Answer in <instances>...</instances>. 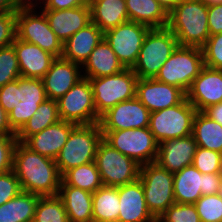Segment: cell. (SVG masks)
<instances>
[{
    "label": "cell",
    "mask_w": 222,
    "mask_h": 222,
    "mask_svg": "<svg viewBox=\"0 0 222 222\" xmlns=\"http://www.w3.org/2000/svg\"><path fill=\"white\" fill-rule=\"evenodd\" d=\"M136 97L152 113L180 104L186 98V93L176 86L159 82L155 78H139Z\"/></svg>",
    "instance_id": "cell-16"
},
{
    "label": "cell",
    "mask_w": 222,
    "mask_h": 222,
    "mask_svg": "<svg viewBox=\"0 0 222 222\" xmlns=\"http://www.w3.org/2000/svg\"><path fill=\"white\" fill-rule=\"evenodd\" d=\"M157 222H164L160 217L157 218Z\"/></svg>",
    "instance_id": "cell-53"
},
{
    "label": "cell",
    "mask_w": 222,
    "mask_h": 222,
    "mask_svg": "<svg viewBox=\"0 0 222 222\" xmlns=\"http://www.w3.org/2000/svg\"><path fill=\"white\" fill-rule=\"evenodd\" d=\"M193 166L202 174L222 173V154L203 147H197Z\"/></svg>",
    "instance_id": "cell-38"
},
{
    "label": "cell",
    "mask_w": 222,
    "mask_h": 222,
    "mask_svg": "<svg viewBox=\"0 0 222 222\" xmlns=\"http://www.w3.org/2000/svg\"><path fill=\"white\" fill-rule=\"evenodd\" d=\"M167 27L179 46L202 48L210 37L208 4L203 0H182L169 13Z\"/></svg>",
    "instance_id": "cell-3"
},
{
    "label": "cell",
    "mask_w": 222,
    "mask_h": 222,
    "mask_svg": "<svg viewBox=\"0 0 222 222\" xmlns=\"http://www.w3.org/2000/svg\"><path fill=\"white\" fill-rule=\"evenodd\" d=\"M149 29L143 24L127 21L104 33V39L124 68L132 69L135 65Z\"/></svg>",
    "instance_id": "cell-14"
},
{
    "label": "cell",
    "mask_w": 222,
    "mask_h": 222,
    "mask_svg": "<svg viewBox=\"0 0 222 222\" xmlns=\"http://www.w3.org/2000/svg\"><path fill=\"white\" fill-rule=\"evenodd\" d=\"M21 77L13 45L0 48V87Z\"/></svg>",
    "instance_id": "cell-37"
},
{
    "label": "cell",
    "mask_w": 222,
    "mask_h": 222,
    "mask_svg": "<svg viewBox=\"0 0 222 222\" xmlns=\"http://www.w3.org/2000/svg\"><path fill=\"white\" fill-rule=\"evenodd\" d=\"M202 51L204 66L222 70V33L210 36Z\"/></svg>",
    "instance_id": "cell-40"
},
{
    "label": "cell",
    "mask_w": 222,
    "mask_h": 222,
    "mask_svg": "<svg viewBox=\"0 0 222 222\" xmlns=\"http://www.w3.org/2000/svg\"><path fill=\"white\" fill-rule=\"evenodd\" d=\"M138 79L130 68L114 75L89 79L97 115L101 117L118 103L136 97Z\"/></svg>",
    "instance_id": "cell-7"
},
{
    "label": "cell",
    "mask_w": 222,
    "mask_h": 222,
    "mask_svg": "<svg viewBox=\"0 0 222 222\" xmlns=\"http://www.w3.org/2000/svg\"><path fill=\"white\" fill-rule=\"evenodd\" d=\"M186 99L197 111L222 102V70L204 66L186 92Z\"/></svg>",
    "instance_id": "cell-17"
},
{
    "label": "cell",
    "mask_w": 222,
    "mask_h": 222,
    "mask_svg": "<svg viewBox=\"0 0 222 222\" xmlns=\"http://www.w3.org/2000/svg\"><path fill=\"white\" fill-rule=\"evenodd\" d=\"M203 174L193 165L173 173L175 203L194 204L201 196Z\"/></svg>",
    "instance_id": "cell-29"
},
{
    "label": "cell",
    "mask_w": 222,
    "mask_h": 222,
    "mask_svg": "<svg viewBox=\"0 0 222 222\" xmlns=\"http://www.w3.org/2000/svg\"><path fill=\"white\" fill-rule=\"evenodd\" d=\"M203 113L222 126V102L206 108Z\"/></svg>",
    "instance_id": "cell-49"
},
{
    "label": "cell",
    "mask_w": 222,
    "mask_h": 222,
    "mask_svg": "<svg viewBox=\"0 0 222 222\" xmlns=\"http://www.w3.org/2000/svg\"><path fill=\"white\" fill-rule=\"evenodd\" d=\"M197 143L191 135L159 143L156 163L171 173L181 171L184 167L193 165Z\"/></svg>",
    "instance_id": "cell-19"
},
{
    "label": "cell",
    "mask_w": 222,
    "mask_h": 222,
    "mask_svg": "<svg viewBox=\"0 0 222 222\" xmlns=\"http://www.w3.org/2000/svg\"><path fill=\"white\" fill-rule=\"evenodd\" d=\"M201 222H222V195H202L194 203Z\"/></svg>",
    "instance_id": "cell-36"
},
{
    "label": "cell",
    "mask_w": 222,
    "mask_h": 222,
    "mask_svg": "<svg viewBox=\"0 0 222 222\" xmlns=\"http://www.w3.org/2000/svg\"><path fill=\"white\" fill-rule=\"evenodd\" d=\"M83 78L82 66L63 57H56L41 78L47 99L59 100Z\"/></svg>",
    "instance_id": "cell-18"
},
{
    "label": "cell",
    "mask_w": 222,
    "mask_h": 222,
    "mask_svg": "<svg viewBox=\"0 0 222 222\" xmlns=\"http://www.w3.org/2000/svg\"><path fill=\"white\" fill-rule=\"evenodd\" d=\"M165 10L170 13L182 0H156Z\"/></svg>",
    "instance_id": "cell-50"
},
{
    "label": "cell",
    "mask_w": 222,
    "mask_h": 222,
    "mask_svg": "<svg viewBox=\"0 0 222 222\" xmlns=\"http://www.w3.org/2000/svg\"><path fill=\"white\" fill-rule=\"evenodd\" d=\"M208 27L210 36L222 33V3L208 5Z\"/></svg>",
    "instance_id": "cell-44"
},
{
    "label": "cell",
    "mask_w": 222,
    "mask_h": 222,
    "mask_svg": "<svg viewBox=\"0 0 222 222\" xmlns=\"http://www.w3.org/2000/svg\"><path fill=\"white\" fill-rule=\"evenodd\" d=\"M50 25V29L64 43L73 34L91 22L90 5L72 9H42Z\"/></svg>",
    "instance_id": "cell-22"
},
{
    "label": "cell",
    "mask_w": 222,
    "mask_h": 222,
    "mask_svg": "<svg viewBox=\"0 0 222 222\" xmlns=\"http://www.w3.org/2000/svg\"><path fill=\"white\" fill-rule=\"evenodd\" d=\"M129 21L151 28L168 26L169 13L156 0H125Z\"/></svg>",
    "instance_id": "cell-28"
},
{
    "label": "cell",
    "mask_w": 222,
    "mask_h": 222,
    "mask_svg": "<svg viewBox=\"0 0 222 222\" xmlns=\"http://www.w3.org/2000/svg\"><path fill=\"white\" fill-rule=\"evenodd\" d=\"M103 139L101 126L98 123L77 125L55 159L62 176L71 168L95 161L99 143Z\"/></svg>",
    "instance_id": "cell-4"
},
{
    "label": "cell",
    "mask_w": 222,
    "mask_h": 222,
    "mask_svg": "<svg viewBox=\"0 0 222 222\" xmlns=\"http://www.w3.org/2000/svg\"><path fill=\"white\" fill-rule=\"evenodd\" d=\"M89 5L91 21L104 33L129 21L125 0H94Z\"/></svg>",
    "instance_id": "cell-27"
},
{
    "label": "cell",
    "mask_w": 222,
    "mask_h": 222,
    "mask_svg": "<svg viewBox=\"0 0 222 222\" xmlns=\"http://www.w3.org/2000/svg\"><path fill=\"white\" fill-rule=\"evenodd\" d=\"M177 46V38L168 27L149 29L132 70L138 78H156Z\"/></svg>",
    "instance_id": "cell-5"
},
{
    "label": "cell",
    "mask_w": 222,
    "mask_h": 222,
    "mask_svg": "<svg viewBox=\"0 0 222 222\" xmlns=\"http://www.w3.org/2000/svg\"><path fill=\"white\" fill-rule=\"evenodd\" d=\"M118 194L120 204L118 222H153L155 220L146 206L143 185L139 179L118 186Z\"/></svg>",
    "instance_id": "cell-21"
},
{
    "label": "cell",
    "mask_w": 222,
    "mask_h": 222,
    "mask_svg": "<svg viewBox=\"0 0 222 222\" xmlns=\"http://www.w3.org/2000/svg\"><path fill=\"white\" fill-rule=\"evenodd\" d=\"M160 218L164 222H201L194 204L174 203Z\"/></svg>",
    "instance_id": "cell-39"
},
{
    "label": "cell",
    "mask_w": 222,
    "mask_h": 222,
    "mask_svg": "<svg viewBox=\"0 0 222 222\" xmlns=\"http://www.w3.org/2000/svg\"><path fill=\"white\" fill-rule=\"evenodd\" d=\"M39 198L37 194L21 191L0 205V222H33Z\"/></svg>",
    "instance_id": "cell-30"
},
{
    "label": "cell",
    "mask_w": 222,
    "mask_h": 222,
    "mask_svg": "<svg viewBox=\"0 0 222 222\" xmlns=\"http://www.w3.org/2000/svg\"><path fill=\"white\" fill-rule=\"evenodd\" d=\"M12 45L16 51L21 77L24 78L41 79L56 58L38 45L22 41L17 37Z\"/></svg>",
    "instance_id": "cell-23"
},
{
    "label": "cell",
    "mask_w": 222,
    "mask_h": 222,
    "mask_svg": "<svg viewBox=\"0 0 222 222\" xmlns=\"http://www.w3.org/2000/svg\"><path fill=\"white\" fill-rule=\"evenodd\" d=\"M13 10L10 0H0V12Z\"/></svg>",
    "instance_id": "cell-51"
},
{
    "label": "cell",
    "mask_w": 222,
    "mask_h": 222,
    "mask_svg": "<svg viewBox=\"0 0 222 222\" xmlns=\"http://www.w3.org/2000/svg\"><path fill=\"white\" fill-rule=\"evenodd\" d=\"M150 111L137 97L118 103L101 117V130H124L149 127Z\"/></svg>",
    "instance_id": "cell-15"
},
{
    "label": "cell",
    "mask_w": 222,
    "mask_h": 222,
    "mask_svg": "<svg viewBox=\"0 0 222 222\" xmlns=\"http://www.w3.org/2000/svg\"><path fill=\"white\" fill-rule=\"evenodd\" d=\"M16 38V11L0 12V48L12 45Z\"/></svg>",
    "instance_id": "cell-42"
},
{
    "label": "cell",
    "mask_w": 222,
    "mask_h": 222,
    "mask_svg": "<svg viewBox=\"0 0 222 222\" xmlns=\"http://www.w3.org/2000/svg\"><path fill=\"white\" fill-rule=\"evenodd\" d=\"M58 196L69 222H93L92 193L70 185H60Z\"/></svg>",
    "instance_id": "cell-26"
},
{
    "label": "cell",
    "mask_w": 222,
    "mask_h": 222,
    "mask_svg": "<svg viewBox=\"0 0 222 222\" xmlns=\"http://www.w3.org/2000/svg\"><path fill=\"white\" fill-rule=\"evenodd\" d=\"M59 120L57 101L46 99L39 105L37 112L16 133V138L18 142L24 143L30 136L41 132Z\"/></svg>",
    "instance_id": "cell-33"
},
{
    "label": "cell",
    "mask_w": 222,
    "mask_h": 222,
    "mask_svg": "<svg viewBox=\"0 0 222 222\" xmlns=\"http://www.w3.org/2000/svg\"><path fill=\"white\" fill-rule=\"evenodd\" d=\"M222 173L203 174L202 195H215L221 193Z\"/></svg>",
    "instance_id": "cell-45"
},
{
    "label": "cell",
    "mask_w": 222,
    "mask_h": 222,
    "mask_svg": "<svg viewBox=\"0 0 222 222\" xmlns=\"http://www.w3.org/2000/svg\"><path fill=\"white\" fill-rule=\"evenodd\" d=\"M139 180L149 212L155 219L159 218L175 203L173 173L152 162L140 167Z\"/></svg>",
    "instance_id": "cell-9"
},
{
    "label": "cell",
    "mask_w": 222,
    "mask_h": 222,
    "mask_svg": "<svg viewBox=\"0 0 222 222\" xmlns=\"http://www.w3.org/2000/svg\"><path fill=\"white\" fill-rule=\"evenodd\" d=\"M77 124L59 120L41 132L30 136L24 144L32 151L50 159H56Z\"/></svg>",
    "instance_id": "cell-20"
},
{
    "label": "cell",
    "mask_w": 222,
    "mask_h": 222,
    "mask_svg": "<svg viewBox=\"0 0 222 222\" xmlns=\"http://www.w3.org/2000/svg\"><path fill=\"white\" fill-rule=\"evenodd\" d=\"M84 5H89L88 0H44L41 9L62 10Z\"/></svg>",
    "instance_id": "cell-46"
},
{
    "label": "cell",
    "mask_w": 222,
    "mask_h": 222,
    "mask_svg": "<svg viewBox=\"0 0 222 222\" xmlns=\"http://www.w3.org/2000/svg\"><path fill=\"white\" fill-rule=\"evenodd\" d=\"M203 67L202 48L178 45L155 79L176 86L186 93Z\"/></svg>",
    "instance_id": "cell-6"
},
{
    "label": "cell",
    "mask_w": 222,
    "mask_h": 222,
    "mask_svg": "<svg viewBox=\"0 0 222 222\" xmlns=\"http://www.w3.org/2000/svg\"><path fill=\"white\" fill-rule=\"evenodd\" d=\"M16 37L38 45L55 57H62L63 42L50 29L45 14L36 10L16 11Z\"/></svg>",
    "instance_id": "cell-12"
},
{
    "label": "cell",
    "mask_w": 222,
    "mask_h": 222,
    "mask_svg": "<svg viewBox=\"0 0 222 222\" xmlns=\"http://www.w3.org/2000/svg\"><path fill=\"white\" fill-rule=\"evenodd\" d=\"M41 1V2H40ZM14 11L20 10H36L42 8L43 0H10ZM40 6H38L39 4ZM42 3V4H41Z\"/></svg>",
    "instance_id": "cell-47"
},
{
    "label": "cell",
    "mask_w": 222,
    "mask_h": 222,
    "mask_svg": "<svg viewBox=\"0 0 222 222\" xmlns=\"http://www.w3.org/2000/svg\"><path fill=\"white\" fill-rule=\"evenodd\" d=\"M57 103L60 120L77 125H90L100 121L94 105L92 87L87 78L80 79Z\"/></svg>",
    "instance_id": "cell-13"
},
{
    "label": "cell",
    "mask_w": 222,
    "mask_h": 222,
    "mask_svg": "<svg viewBox=\"0 0 222 222\" xmlns=\"http://www.w3.org/2000/svg\"><path fill=\"white\" fill-rule=\"evenodd\" d=\"M123 69L125 68L118 60L117 55L103 39L82 66V75L84 78L94 79L117 74Z\"/></svg>",
    "instance_id": "cell-25"
},
{
    "label": "cell",
    "mask_w": 222,
    "mask_h": 222,
    "mask_svg": "<svg viewBox=\"0 0 222 222\" xmlns=\"http://www.w3.org/2000/svg\"><path fill=\"white\" fill-rule=\"evenodd\" d=\"M103 139L113 148L135 160L139 165L156 161L159 143L149 127L102 130Z\"/></svg>",
    "instance_id": "cell-8"
},
{
    "label": "cell",
    "mask_w": 222,
    "mask_h": 222,
    "mask_svg": "<svg viewBox=\"0 0 222 222\" xmlns=\"http://www.w3.org/2000/svg\"><path fill=\"white\" fill-rule=\"evenodd\" d=\"M60 185H70L93 193L102 187L103 183L96 163L90 162L66 171L61 176Z\"/></svg>",
    "instance_id": "cell-34"
},
{
    "label": "cell",
    "mask_w": 222,
    "mask_h": 222,
    "mask_svg": "<svg viewBox=\"0 0 222 222\" xmlns=\"http://www.w3.org/2000/svg\"><path fill=\"white\" fill-rule=\"evenodd\" d=\"M94 162L103 186L117 187L139 179L141 165L113 148L104 139L99 143Z\"/></svg>",
    "instance_id": "cell-11"
},
{
    "label": "cell",
    "mask_w": 222,
    "mask_h": 222,
    "mask_svg": "<svg viewBox=\"0 0 222 222\" xmlns=\"http://www.w3.org/2000/svg\"><path fill=\"white\" fill-rule=\"evenodd\" d=\"M206 4L222 3V0H203Z\"/></svg>",
    "instance_id": "cell-52"
},
{
    "label": "cell",
    "mask_w": 222,
    "mask_h": 222,
    "mask_svg": "<svg viewBox=\"0 0 222 222\" xmlns=\"http://www.w3.org/2000/svg\"><path fill=\"white\" fill-rule=\"evenodd\" d=\"M192 136L199 147L222 154V126L202 111H197L194 116Z\"/></svg>",
    "instance_id": "cell-32"
},
{
    "label": "cell",
    "mask_w": 222,
    "mask_h": 222,
    "mask_svg": "<svg viewBox=\"0 0 222 222\" xmlns=\"http://www.w3.org/2000/svg\"><path fill=\"white\" fill-rule=\"evenodd\" d=\"M104 39V32L92 21L63 43L62 57L81 66Z\"/></svg>",
    "instance_id": "cell-24"
},
{
    "label": "cell",
    "mask_w": 222,
    "mask_h": 222,
    "mask_svg": "<svg viewBox=\"0 0 222 222\" xmlns=\"http://www.w3.org/2000/svg\"><path fill=\"white\" fill-rule=\"evenodd\" d=\"M0 135H16L8 121V114L0 105Z\"/></svg>",
    "instance_id": "cell-48"
},
{
    "label": "cell",
    "mask_w": 222,
    "mask_h": 222,
    "mask_svg": "<svg viewBox=\"0 0 222 222\" xmlns=\"http://www.w3.org/2000/svg\"><path fill=\"white\" fill-rule=\"evenodd\" d=\"M16 135H0V174L13 170Z\"/></svg>",
    "instance_id": "cell-41"
},
{
    "label": "cell",
    "mask_w": 222,
    "mask_h": 222,
    "mask_svg": "<svg viewBox=\"0 0 222 222\" xmlns=\"http://www.w3.org/2000/svg\"><path fill=\"white\" fill-rule=\"evenodd\" d=\"M33 222H69L61 198L58 195L40 196Z\"/></svg>",
    "instance_id": "cell-35"
},
{
    "label": "cell",
    "mask_w": 222,
    "mask_h": 222,
    "mask_svg": "<svg viewBox=\"0 0 222 222\" xmlns=\"http://www.w3.org/2000/svg\"><path fill=\"white\" fill-rule=\"evenodd\" d=\"M13 171L22 191L39 196L58 195L61 175L56 161L32 151L22 142L15 147Z\"/></svg>",
    "instance_id": "cell-1"
},
{
    "label": "cell",
    "mask_w": 222,
    "mask_h": 222,
    "mask_svg": "<svg viewBox=\"0 0 222 222\" xmlns=\"http://www.w3.org/2000/svg\"><path fill=\"white\" fill-rule=\"evenodd\" d=\"M47 99L40 78L19 77L0 87V105L8 114L11 128L17 133Z\"/></svg>",
    "instance_id": "cell-2"
},
{
    "label": "cell",
    "mask_w": 222,
    "mask_h": 222,
    "mask_svg": "<svg viewBox=\"0 0 222 222\" xmlns=\"http://www.w3.org/2000/svg\"><path fill=\"white\" fill-rule=\"evenodd\" d=\"M196 112L185 98L180 104L150 113L149 129L158 143L189 136Z\"/></svg>",
    "instance_id": "cell-10"
},
{
    "label": "cell",
    "mask_w": 222,
    "mask_h": 222,
    "mask_svg": "<svg viewBox=\"0 0 222 222\" xmlns=\"http://www.w3.org/2000/svg\"><path fill=\"white\" fill-rule=\"evenodd\" d=\"M21 191L20 182L13 170L0 174V205L13 199Z\"/></svg>",
    "instance_id": "cell-43"
},
{
    "label": "cell",
    "mask_w": 222,
    "mask_h": 222,
    "mask_svg": "<svg viewBox=\"0 0 222 222\" xmlns=\"http://www.w3.org/2000/svg\"><path fill=\"white\" fill-rule=\"evenodd\" d=\"M118 186H102L92 193L93 222H118Z\"/></svg>",
    "instance_id": "cell-31"
}]
</instances>
